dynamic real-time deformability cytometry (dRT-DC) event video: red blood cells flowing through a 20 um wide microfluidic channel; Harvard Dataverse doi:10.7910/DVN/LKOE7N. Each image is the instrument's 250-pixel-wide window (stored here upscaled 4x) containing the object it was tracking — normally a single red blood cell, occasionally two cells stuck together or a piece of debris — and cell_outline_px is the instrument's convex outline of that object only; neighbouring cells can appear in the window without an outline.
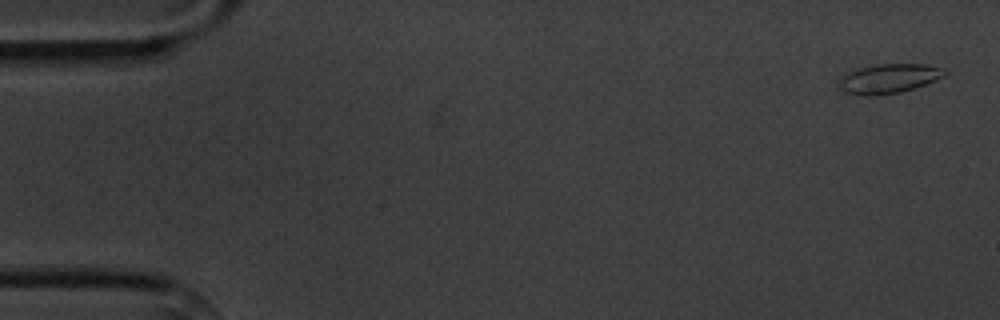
{"species": "common noctule bat (a hibernating species)", "species_latin": "Nyctalus noctula", "temperature_condition": "cold", "stored_images_in_passage": 5, "camera_frame_rate_fps": 3000, "um_per_image_px": 0.085, "animal": {"sex": "male", "body_mass_g": 20.1, "forearm_length_mm": 53.5}, "frame": {"image": 1, "passage_image": 1, "time_ms": 0.0, "image_size_px": [1000, 320], "cell_outline_px": [[948, 72], [944, 76], [924, 84], [900, 92], [876, 96], [864, 96], [844, 92], [840, 88], [840, 76], [848, 72], [860, 68], [880, 64], [924, 64], [948, 68]], "centroid_in_image_um": [75.56, 6.67], "position_along_channel_um": 9.4, "area_um2": 18.09}}
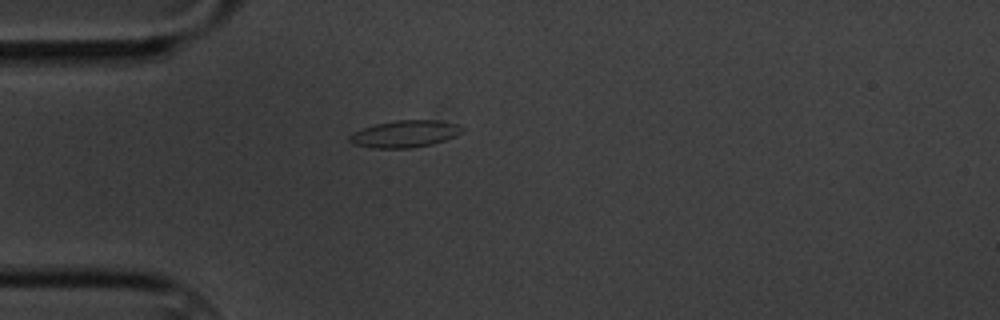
{"frame": {"image": 2, "passage_image": 4, "time_ms": 4.667, "image_size_px": [1000, 320], "cell_outline_px": [[464, 132], [456, 136], [432, 144], [412, 148], [372, 148], [352, 144], [348, 140], [348, 136], [352, 132], [376, 124], [396, 120], [440, 120], [456, 124], [464, 128]], "centroid_in_image_um": [34.41, 11.38], "position_along_channel_um": 50.6, "area_um2": 17.86}}